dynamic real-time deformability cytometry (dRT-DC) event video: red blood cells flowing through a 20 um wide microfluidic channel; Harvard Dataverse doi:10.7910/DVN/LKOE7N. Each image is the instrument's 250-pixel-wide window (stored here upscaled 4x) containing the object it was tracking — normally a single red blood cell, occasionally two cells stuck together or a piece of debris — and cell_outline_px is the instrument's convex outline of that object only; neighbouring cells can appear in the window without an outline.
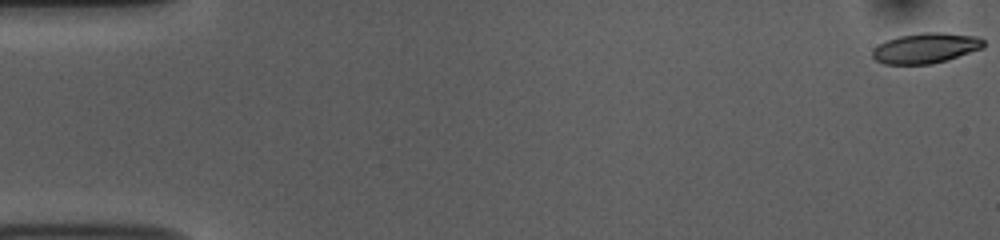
{"species": "common noctule bat (a hibernating species)", "species_latin": "Nyctalus noctula", "temperature_condition": "room temperature", "stored_images_in_passage": 53, "camera_frame_rate_fps": 3000, "um_per_image_px": 0.085, "animal": {"sex": "female", "body_mass_g": 10.0, "forearm_length_mm": 53.1}, "frame": {"image": 1, "passage_image": 1, "time_ms": 0.0, "image_size_px": [1000, 240], "cell_outline_px": [[984, 48], [932, 64], [884, 64], [876, 60], [872, 56], [872, 48], [884, 40], [900, 36], [924, 32], [944, 32], [980, 36], [984, 40]], "centroid_in_image_um": [78.68, 4.07], "position_along_channel_um": 6.3, "area_um2": 19.83}}
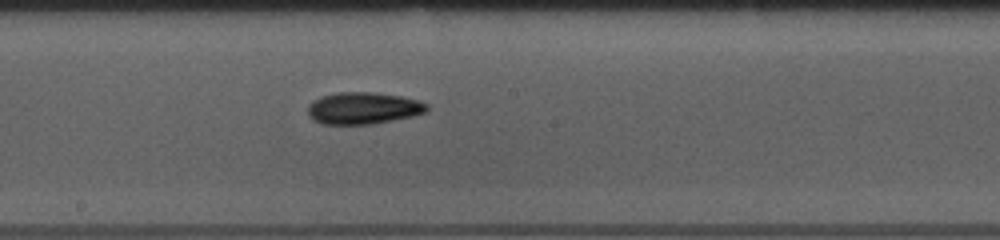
{"frame": {"image": 2, "passage_image": 29, "time_ms": 9.333, "image_size_px": [1000, 240], "cell_outline_px": [[428, 108], [424, 112], [412, 116], [372, 124], [320, 124], [312, 120], [308, 116], [308, 104], [312, 100], [320, 96], [336, 92], [372, 92], [404, 96], [428, 104]], "centroid_in_image_um": [30.81, 9.19], "position_along_channel_um": 217.4, "area_um2": 22.31}}
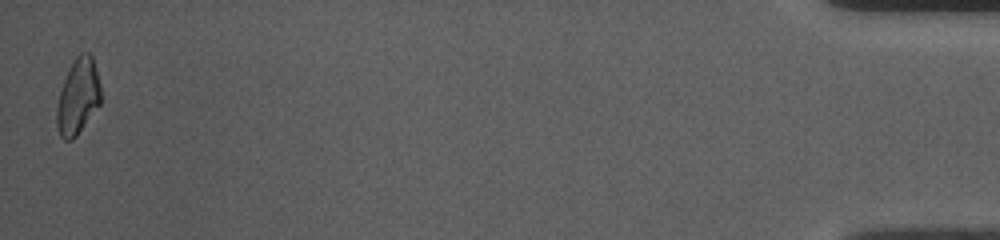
{"frame": {"image": 3, "passage_image": 53, "time_ms": 17.333, "image_size_px": [1000, 240], "cell_outline_px": [[100, 104], [76, 136], [72, 140], [64, 140], [60, 136], [56, 124], [56, 108], [60, 88], [68, 68], [76, 56], [80, 52], [88, 52], [92, 56], [100, 84]], "centroid_in_image_um": [6.6, 8.2], "position_along_channel_um": 428.6, "area_um2": 19.54}, "authors_computed_cell_mechanics": {"area_um2": 20.0566, "velocity_mm_per_s": 3.7876, "shape_relaxation_time_tau1_ms": 3.2805, "shape_relaxation_time_tau2_ms": null, "deformation_change_tau1": 0.1157, "deformation_change_tau2": null}}